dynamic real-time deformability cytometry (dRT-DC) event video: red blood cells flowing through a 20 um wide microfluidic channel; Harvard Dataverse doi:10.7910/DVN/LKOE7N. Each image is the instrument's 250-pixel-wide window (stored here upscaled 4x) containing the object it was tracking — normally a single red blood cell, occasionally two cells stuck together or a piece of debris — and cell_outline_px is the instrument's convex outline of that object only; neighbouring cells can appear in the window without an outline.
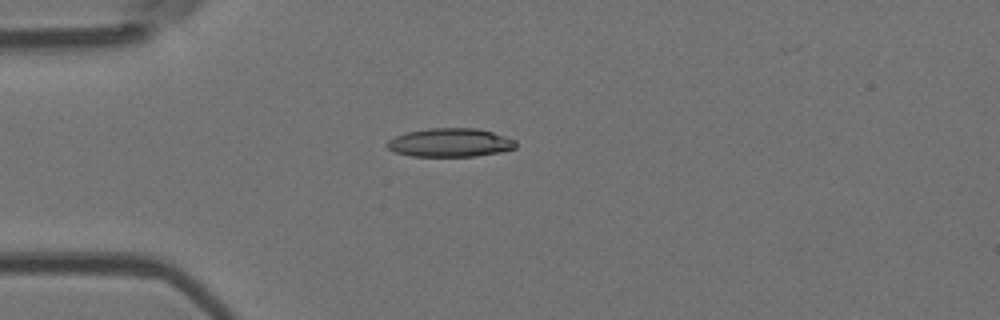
{"species": "Egyptian fruit bat (a non-hibernating species)", "species_latin": "Rousettus aegyptiacus", "temperature_condition": "room temperature", "stored_images_in_passage": 2, "camera_frame_rate_fps": 3000, "um_per_image_px": 0.085, "animal": {"sex": "female"}, "frame": {"image": 1, "passage_image": 1, "time_ms": 0.0, "image_size_px": [1000, 320], "cell_outline_px": [[516, 148], [500, 152], [476, 156], [412, 156], [396, 152], [388, 148], [384, 144], [388, 140], [396, 136], [408, 132], [428, 128], [476, 128], [492, 132], [516, 140]], "centroid_in_image_um": [38.26, 12.12], "position_along_channel_um": 46.7, "area_um2": 21.39}}